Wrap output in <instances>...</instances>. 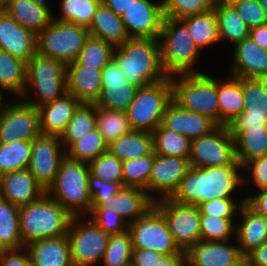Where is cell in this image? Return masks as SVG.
<instances>
[{
  "instance_id": "58",
  "label": "cell",
  "mask_w": 267,
  "mask_h": 266,
  "mask_svg": "<svg viewBox=\"0 0 267 266\" xmlns=\"http://www.w3.org/2000/svg\"><path fill=\"white\" fill-rule=\"evenodd\" d=\"M246 203L258 214L267 218V189H261L255 195L244 196Z\"/></svg>"
},
{
  "instance_id": "31",
  "label": "cell",
  "mask_w": 267,
  "mask_h": 266,
  "mask_svg": "<svg viewBox=\"0 0 267 266\" xmlns=\"http://www.w3.org/2000/svg\"><path fill=\"white\" fill-rule=\"evenodd\" d=\"M88 33L114 48L120 47L129 38L121 16H118L103 2L97 8L88 27Z\"/></svg>"
},
{
  "instance_id": "32",
  "label": "cell",
  "mask_w": 267,
  "mask_h": 266,
  "mask_svg": "<svg viewBox=\"0 0 267 266\" xmlns=\"http://www.w3.org/2000/svg\"><path fill=\"white\" fill-rule=\"evenodd\" d=\"M229 131L234 138L235 158L242 167L267 155V126Z\"/></svg>"
},
{
  "instance_id": "61",
  "label": "cell",
  "mask_w": 267,
  "mask_h": 266,
  "mask_svg": "<svg viewBox=\"0 0 267 266\" xmlns=\"http://www.w3.org/2000/svg\"><path fill=\"white\" fill-rule=\"evenodd\" d=\"M156 266H187L186 255L163 256Z\"/></svg>"
},
{
  "instance_id": "52",
  "label": "cell",
  "mask_w": 267,
  "mask_h": 266,
  "mask_svg": "<svg viewBox=\"0 0 267 266\" xmlns=\"http://www.w3.org/2000/svg\"><path fill=\"white\" fill-rule=\"evenodd\" d=\"M88 217L104 232L108 234L123 233L128 230V223L126 220L109 209H91Z\"/></svg>"
},
{
  "instance_id": "35",
  "label": "cell",
  "mask_w": 267,
  "mask_h": 266,
  "mask_svg": "<svg viewBox=\"0 0 267 266\" xmlns=\"http://www.w3.org/2000/svg\"><path fill=\"white\" fill-rule=\"evenodd\" d=\"M153 150V133L145 131H132L108 145V151L121 162L149 155Z\"/></svg>"
},
{
  "instance_id": "62",
  "label": "cell",
  "mask_w": 267,
  "mask_h": 266,
  "mask_svg": "<svg viewBox=\"0 0 267 266\" xmlns=\"http://www.w3.org/2000/svg\"><path fill=\"white\" fill-rule=\"evenodd\" d=\"M134 0H102L118 16H122L125 10L133 3Z\"/></svg>"
},
{
  "instance_id": "5",
  "label": "cell",
  "mask_w": 267,
  "mask_h": 266,
  "mask_svg": "<svg viewBox=\"0 0 267 266\" xmlns=\"http://www.w3.org/2000/svg\"><path fill=\"white\" fill-rule=\"evenodd\" d=\"M89 175L88 163L65 157L46 194L59 202L73 217H86L92 206Z\"/></svg>"
},
{
  "instance_id": "6",
  "label": "cell",
  "mask_w": 267,
  "mask_h": 266,
  "mask_svg": "<svg viewBox=\"0 0 267 266\" xmlns=\"http://www.w3.org/2000/svg\"><path fill=\"white\" fill-rule=\"evenodd\" d=\"M32 89L36 91L33 93L37 97L30 98L28 92ZM65 93H67L66 64L36 52L26 63V87L20 99L39 108L62 97Z\"/></svg>"
},
{
  "instance_id": "51",
  "label": "cell",
  "mask_w": 267,
  "mask_h": 266,
  "mask_svg": "<svg viewBox=\"0 0 267 266\" xmlns=\"http://www.w3.org/2000/svg\"><path fill=\"white\" fill-rule=\"evenodd\" d=\"M235 198L212 199L211 201L198 205L201 215H210L220 218L240 219L236 218L241 206L246 202V198H241L239 204Z\"/></svg>"
},
{
  "instance_id": "53",
  "label": "cell",
  "mask_w": 267,
  "mask_h": 266,
  "mask_svg": "<svg viewBox=\"0 0 267 266\" xmlns=\"http://www.w3.org/2000/svg\"><path fill=\"white\" fill-rule=\"evenodd\" d=\"M234 7L250 29L267 24V12L258 0H241Z\"/></svg>"
},
{
  "instance_id": "15",
  "label": "cell",
  "mask_w": 267,
  "mask_h": 266,
  "mask_svg": "<svg viewBox=\"0 0 267 266\" xmlns=\"http://www.w3.org/2000/svg\"><path fill=\"white\" fill-rule=\"evenodd\" d=\"M65 148L58 136L40 134L32 140L28 170L46 191L54 182Z\"/></svg>"
},
{
  "instance_id": "63",
  "label": "cell",
  "mask_w": 267,
  "mask_h": 266,
  "mask_svg": "<svg viewBox=\"0 0 267 266\" xmlns=\"http://www.w3.org/2000/svg\"><path fill=\"white\" fill-rule=\"evenodd\" d=\"M228 266H250V261L248 256H241L235 263Z\"/></svg>"
},
{
  "instance_id": "44",
  "label": "cell",
  "mask_w": 267,
  "mask_h": 266,
  "mask_svg": "<svg viewBox=\"0 0 267 266\" xmlns=\"http://www.w3.org/2000/svg\"><path fill=\"white\" fill-rule=\"evenodd\" d=\"M155 158L154 150L146 156L122 162L123 187L139 188L148 194V181Z\"/></svg>"
},
{
  "instance_id": "7",
  "label": "cell",
  "mask_w": 267,
  "mask_h": 266,
  "mask_svg": "<svg viewBox=\"0 0 267 266\" xmlns=\"http://www.w3.org/2000/svg\"><path fill=\"white\" fill-rule=\"evenodd\" d=\"M209 73L171 76L173 100L183 109L207 116L220 125L217 78Z\"/></svg>"
},
{
  "instance_id": "33",
  "label": "cell",
  "mask_w": 267,
  "mask_h": 266,
  "mask_svg": "<svg viewBox=\"0 0 267 266\" xmlns=\"http://www.w3.org/2000/svg\"><path fill=\"white\" fill-rule=\"evenodd\" d=\"M217 95L220 108V125L228 126L244 111L242 78L227 75L217 78Z\"/></svg>"
},
{
  "instance_id": "27",
  "label": "cell",
  "mask_w": 267,
  "mask_h": 266,
  "mask_svg": "<svg viewBox=\"0 0 267 266\" xmlns=\"http://www.w3.org/2000/svg\"><path fill=\"white\" fill-rule=\"evenodd\" d=\"M80 104L79 100L67 92L62 97L37 108L41 134L61 137Z\"/></svg>"
},
{
  "instance_id": "12",
  "label": "cell",
  "mask_w": 267,
  "mask_h": 266,
  "mask_svg": "<svg viewBox=\"0 0 267 266\" xmlns=\"http://www.w3.org/2000/svg\"><path fill=\"white\" fill-rule=\"evenodd\" d=\"M154 206L163 214L175 243L183 252L201 240V213L197 205L166 198L154 202Z\"/></svg>"
},
{
  "instance_id": "3",
  "label": "cell",
  "mask_w": 267,
  "mask_h": 266,
  "mask_svg": "<svg viewBox=\"0 0 267 266\" xmlns=\"http://www.w3.org/2000/svg\"><path fill=\"white\" fill-rule=\"evenodd\" d=\"M73 216L46 193L38 200L19 207V224L24 246L28 243L65 236Z\"/></svg>"
},
{
  "instance_id": "43",
  "label": "cell",
  "mask_w": 267,
  "mask_h": 266,
  "mask_svg": "<svg viewBox=\"0 0 267 266\" xmlns=\"http://www.w3.org/2000/svg\"><path fill=\"white\" fill-rule=\"evenodd\" d=\"M108 150V144L97 128L74 141L66 150V157L89 163Z\"/></svg>"
},
{
  "instance_id": "64",
  "label": "cell",
  "mask_w": 267,
  "mask_h": 266,
  "mask_svg": "<svg viewBox=\"0 0 267 266\" xmlns=\"http://www.w3.org/2000/svg\"><path fill=\"white\" fill-rule=\"evenodd\" d=\"M241 0H215V5L220 6H235Z\"/></svg>"
},
{
  "instance_id": "17",
  "label": "cell",
  "mask_w": 267,
  "mask_h": 266,
  "mask_svg": "<svg viewBox=\"0 0 267 266\" xmlns=\"http://www.w3.org/2000/svg\"><path fill=\"white\" fill-rule=\"evenodd\" d=\"M244 111L228 125L229 130L267 126V79L242 78Z\"/></svg>"
},
{
  "instance_id": "50",
  "label": "cell",
  "mask_w": 267,
  "mask_h": 266,
  "mask_svg": "<svg viewBox=\"0 0 267 266\" xmlns=\"http://www.w3.org/2000/svg\"><path fill=\"white\" fill-rule=\"evenodd\" d=\"M164 18L182 19L214 9L215 0H162Z\"/></svg>"
},
{
  "instance_id": "29",
  "label": "cell",
  "mask_w": 267,
  "mask_h": 266,
  "mask_svg": "<svg viewBox=\"0 0 267 266\" xmlns=\"http://www.w3.org/2000/svg\"><path fill=\"white\" fill-rule=\"evenodd\" d=\"M24 248L33 266H74L67 235L35 240Z\"/></svg>"
},
{
  "instance_id": "41",
  "label": "cell",
  "mask_w": 267,
  "mask_h": 266,
  "mask_svg": "<svg viewBox=\"0 0 267 266\" xmlns=\"http://www.w3.org/2000/svg\"><path fill=\"white\" fill-rule=\"evenodd\" d=\"M96 117V128L108 145L133 131L125 111L96 106Z\"/></svg>"
},
{
  "instance_id": "39",
  "label": "cell",
  "mask_w": 267,
  "mask_h": 266,
  "mask_svg": "<svg viewBox=\"0 0 267 266\" xmlns=\"http://www.w3.org/2000/svg\"><path fill=\"white\" fill-rule=\"evenodd\" d=\"M152 133L155 154L189 160L191 154L190 139L176 131L165 128L162 124H159Z\"/></svg>"
},
{
  "instance_id": "4",
  "label": "cell",
  "mask_w": 267,
  "mask_h": 266,
  "mask_svg": "<svg viewBox=\"0 0 267 266\" xmlns=\"http://www.w3.org/2000/svg\"><path fill=\"white\" fill-rule=\"evenodd\" d=\"M159 43L161 64L167 76L204 73L196 66L201 50L180 19L164 18Z\"/></svg>"
},
{
  "instance_id": "26",
  "label": "cell",
  "mask_w": 267,
  "mask_h": 266,
  "mask_svg": "<svg viewBox=\"0 0 267 266\" xmlns=\"http://www.w3.org/2000/svg\"><path fill=\"white\" fill-rule=\"evenodd\" d=\"M239 212L238 217L241 219L236 225V245L242 256H248L267 241V218L258 214L246 202Z\"/></svg>"
},
{
  "instance_id": "30",
  "label": "cell",
  "mask_w": 267,
  "mask_h": 266,
  "mask_svg": "<svg viewBox=\"0 0 267 266\" xmlns=\"http://www.w3.org/2000/svg\"><path fill=\"white\" fill-rule=\"evenodd\" d=\"M47 0H8L6 12L21 26L38 35L55 15Z\"/></svg>"
},
{
  "instance_id": "22",
  "label": "cell",
  "mask_w": 267,
  "mask_h": 266,
  "mask_svg": "<svg viewBox=\"0 0 267 266\" xmlns=\"http://www.w3.org/2000/svg\"><path fill=\"white\" fill-rule=\"evenodd\" d=\"M67 92L81 103L95 104L103 89L102 70L79 64H66Z\"/></svg>"
},
{
  "instance_id": "46",
  "label": "cell",
  "mask_w": 267,
  "mask_h": 266,
  "mask_svg": "<svg viewBox=\"0 0 267 266\" xmlns=\"http://www.w3.org/2000/svg\"><path fill=\"white\" fill-rule=\"evenodd\" d=\"M114 49L103 40L89 35L76 61L79 64L102 70L113 59Z\"/></svg>"
},
{
  "instance_id": "65",
  "label": "cell",
  "mask_w": 267,
  "mask_h": 266,
  "mask_svg": "<svg viewBox=\"0 0 267 266\" xmlns=\"http://www.w3.org/2000/svg\"><path fill=\"white\" fill-rule=\"evenodd\" d=\"M8 0H0V13L6 11Z\"/></svg>"
},
{
  "instance_id": "36",
  "label": "cell",
  "mask_w": 267,
  "mask_h": 266,
  "mask_svg": "<svg viewBox=\"0 0 267 266\" xmlns=\"http://www.w3.org/2000/svg\"><path fill=\"white\" fill-rule=\"evenodd\" d=\"M180 20L188 27L190 35L200 50L220 42L214 9Z\"/></svg>"
},
{
  "instance_id": "11",
  "label": "cell",
  "mask_w": 267,
  "mask_h": 266,
  "mask_svg": "<svg viewBox=\"0 0 267 266\" xmlns=\"http://www.w3.org/2000/svg\"><path fill=\"white\" fill-rule=\"evenodd\" d=\"M128 231L133 249H151L164 256L186 255L175 243L163 214L155 206L129 223Z\"/></svg>"
},
{
  "instance_id": "54",
  "label": "cell",
  "mask_w": 267,
  "mask_h": 266,
  "mask_svg": "<svg viewBox=\"0 0 267 266\" xmlns=\"http://www.w3.org/2000/svg\"><path fill=\"white\" fill-rule=\"evenodd\" d=\"M88 187L92 206H100L105 200H109L112 195L117 194L123 188L120 183L102 181L91 175L88 178Z\"/></svg>"
},
{
  "instance_id": "1",
  "label": "cell",
  "mask_w": 267,
  "mask_h": 266,
  "mask_svg": "<svg viewBox=\"0 0 267 266\" xmlns=\"http://www.w3.org/2000/svg\"><path fill=\"white\" fill-rule=\"evenodd\" d=\"M242 169L241 165L205 168L191 166L170 199L198 206L212 199L234 198V191L251 181L250 177L241 175Z\"/></svg>"
},
{
  "instance_id": "9",
  "label": "cell",
  "mask_w": 267,
  "mask_h": 266,
  "mask_svg": "<svg viewBox=\"0 0 267 266\" xmlns=\"http://www.w3.org/2000/svg\"><path fill=\"white\" fill-rule=\"evenodd\" d=\"M88 36L84 26L53 19L37 35V52L68 64L77 59Z\"/></svg>"
},
{
  "instance_id": "55",
  "label": "cell",
  "mask_w": 267,
  "mask_h": 266,
  "mask_svg": "<svg viewBox=\"0 0 267 266\" xmlns=\"http://www.w3.org/2000/svg\"><path fill=\"white\" fill-rule=\"evenodd\" d=\"M243 170L251 172L252 183L259 190L267 189V155L248 162Z\"/></svg>"
},
{
  "instance_id": "10",
  "label": "cell",
  "mask_w": 267,
  "mask_h": 266,
  "mask_svg": "<svg viewBox=\"0 0 267 266\" xmlns=\"http://www.w3.org/2000/svg\"><path fill=\"white\" fill-rule=\"evenodd\" d=\"M67 238L74 266H93L102 262L110 234L104 232L88 216L73 217Z\"/></svg>"
},
{
  "instance_id": "28",
  "label": "cell",
  "mask_w": 267,
  "mask_h": 266,
  "mask_svg": "<svg viewBox=\"0 0 267 266\" xmlns=\"http://www.w3.org/2000/svg\"><path fill=\"white\" fill-rule=\"evenodd\" d=\"M154 201L145 190L123 187L117 194L112 195L100 206H91V209H109L121 215L129 224L144 215Z\"/></svg>"
},
{
  "instance_id": "49",
  "label": "cell",
  "mask_w": 267,
  "mask_h": 266,
  "mask_svg": "<svg viewBox=\"0 0 267 266\" xmlns=\"http://www.w3.org/2000/svg\"><path fill=\"white\" fill-rule=\"evenodd\" d=\"M90 175L102 181L120 183L123 186L122 162L110 151L88 163Z\"/></svg>"
},
{
  "instance_id": "56",
  "label": "cell",
  "mask_w": 267,
  "mask_h": 266,
  "mask_svg": "<svg viewBox=\"0 0 267 266\" xmlns=\"http://www.w3.org/2000/svg\"><path fill=\"white\" fill-rule=\"evenodd\" d=\"M0 266H33L25 248L0 251Z\"/></svg>"
},
{
  "instance_id": "19",
  "label": "cell",
  "mask_w": 267,
  "mask_h": 266,
  "mask_svg": "<svg viewBox=\"0 0 267 266\" xmlns=\"http://www.w3.org/2000/svg\"><path fill=\"white\" fill-rule=\"evenodd\" d=\"M102 83L95 105L117 111H126L139 89L129 83L113 59L102 69Z\"/></svg>"
},
{
  "instance_id": "37",
  "label": "cell",
  "mask_w": 267,
  "mask_h": 266,
  "mask_svg": "<svg viewBox=\"0 0 267 266\" xmlns=\"http://www.w3.org/2000/svg\"><path fill=\"white\" fill-rule=\"evenodd\" d=\"M24 247L20 233L19 207L0 197V251Z\"/></svg>"
},
{
  "instance_id": "57",
  "label": "cell",
  "mask_w": 267,
  "mask_h": 266,
  "mask_svg": "<svg viewBox=\"0 0 267 266\" xmlns=\"http://www.w3.org/2000/svg\"><path fill=\"white\" fill-rule=\"evenodd\" d=\"M163 256L151 249H133L131 264L133 266H156Z\"/></svg>"
},
{
  "instance_id": "48",
  "label": "cell",
  "mask_w": 267,
  "mask_h": 266,
  "mask_svg": "<svg viewBox=\"0 0 267 266\" xmlns=\"http://www.w3.org/2000/svg\"><path fill=\"white\" fill-rule=\"evenodd\" d=\"M236 219L201 215L200 232L204 241H228L236 238Z\"/></svg>"
},
{
  "instance_id": "13",
  "label": "cell",
  "mask_w": 267,
  "mask_h": 266,
  "mask_svg": "<svg viewBox=\"0 0 267 266\" xmlns=\"http://www.w3.org/2000/svg\"><path fill=\"white\" fill-rule=\"evenodd\" d=\"M189 162L195 168L240 165L228 126L219 125L209 134L191 140Z\"/></svg>"
},
{
  "instance_id": "20",
  "label": "cell",
  "mask_w": 267,
  "mask_h": 266,
  "mask_svg": "<svg viewBox=\"0 0 267 266\" xmlns=\"http://www.w3.org/2000/svg\"><path fill=\"white\" fill-rule=\"evenodd\" d=\"M0 49L27 63L37 52V35L21 26L6 11L1 12Z\"/></svg>"
},
{
  "instance_id": "45",
  "label": "cell",
  "mask_w": 267,
  "mask_h": 266,
  "mask_svg": "<svg viewBox=\"0 0 267 266\" xmlns=\"http://www.w3.org/2000/svg\"><path fill=\"white\" fill-rule=\"evenodd\" d=\"M102 0H61V16L53 19L88 28Z\"/></svg>"
},
{
  "instance_id": "16",
  "label": "cell",
  "mask_w": 267,
  "mask_h": 266,
  "mask_svg": "<svg viewBox=\"0 0 267 266\" xmlns=\"http://www.w3.org/2000/svg\"><path fill=\"white\" fill-rule=\"evenodd\" d=\"M190 167L188 159L155 154L148 181V196L154 202L171 198ZM154 193L159 194L160 197L155 196Z\"/></svg>"
},
{
  "instance_id": "60",
  "label": "cell",
  "mask_w": 267,
  "mask_h": 266,
  "mask_svg": "<svg viewBox=\"0 0 267 266\" xmlns=\"http://www.w3.org/2000/svg\"><path fill=\"white\" fill-rule=\"evenodd\" d=\"M249 37L261 48L267 50V24L250 29Z\"/></svg>"
},
{
  "instance_id": "14",
  "label": "cell",
  "mask_w": 267,
  "mask_h": 266,
  "mask_svg": "<svg viewBox=\"0 0 267 266\" xmlns=\"http://www.w3.org/2000/svg\"><path fill=\"white\" fill-rule=\"evenodd\" d=\"M17 100L0 103V143L33 140L41 134L38 109Z\"/></svg>"
},
{
  "instance_id": "40",
  "label": "cell",
  "mask_w": 267,
  "mask_h": 266,
  "mask_svg": "<svg viewBox=\"0 0 267 266\" xmlns=\"http://www.w3.org/2000/svg\"><path fill=\"white\" fill-rule=\"evenodd\" d=\"M96 105L81 103L74 111L70 122L60 140L65 150L74 142L81 139L96 128Z\"/></svg>"
},
{
  "instance_id": "24",
  "label": "cell",
  "mask_w": 267,
  "mask_h": 266,
  "mask_svg": "<svg viewBox=\"0 0 267 266\" xmlns=\"http://www.w3.org/2000/svg\"><path fill=\"white\" fill-rule=\"evenodd\" d=\"M233 62L229 75L240 78L267 79V50L250 37L233 47Z\"/></svg>"
},
{
  "instance_id": "59",
  "label": "cell",
  "mask_w": 267,
  "mask_h": 266,
  "mask_svg": "<svg viewBox=\"0 0 267 266\" xmlns=\"http://www.w3.org/2000/svg\"><path fill=\"white\" fill-rule=\"evenodd\" d=\"M250 266H267V241L248 255Z\"/></svg>"
},
{
  "instance_id": "25",
  "label": "cell",
  "mask_w": 267,
  "mask_h": 266,
  "mask_svg": "<svg viewBox=\"0 0 267 266\" xmlns=\"http://www.w3.org/2000/svg\"><path fill=\"white\" fill-rule=\"evenodd\" d=\"M231 241V242H230ZM228 241H198L187 252V266H228L242 255L239 247Z\"/></svg>"
},
{
  "instance_id": "66",
  "label": "cell",
  "mask_w": 267,
  "mask_h": 266,
  "mask_svg": "<svg viewBox=\"0 0 267 266\" xmlns=\"http://www.w3.org/2000/svg\"><path fill=\"white\" fill-rule=\"evenodd\" d=\"M260 6L267 12V0H258Z\"/></svg>"
},
{
  "instance_id": "21",
  "label": "cell",
  "mask_w": 267,
  "mask_h": 266,
  "mask_svg": "<svg viewBox=\"0 0 267 266\" xmlns=\"http://www.w3.org/2000/svg\"><path fill=\"white\" fill-rule=\"evenodd\" d=\"M161 124L190 140L207 135L219 126L207 116L183 109L174 100L167 105Z\"/></svg>"
},
{
  "instance_id": "42",
  "label": "cell",
  "mask_w": 267,
  "mask_h": 266,
  "mask_svg": "<svg viewBox=\"0 0 267 266\" xmlns=\"http://www.w3.org/2000/svg\"><path fill=\"white\" fill-rule=\"evenodd\" d=\"M31 149L32 140L0 143V176L28 169Z\"/></svg>"
},
{
  "instance_id": "34",
  "label": "cell",
  "mask_w": 267,
  "mask_h": 266,
  "mask_svg": "<svg viewBox=\"0 0 267 266\" xmlns=\"http://www.w3.org/2000/svg\"><path fill=\"white\" fill-rule=\"evenodd\" d=\"M26 87V62L0 49V96L4 91L20 99Z\"/></svg>"
},
{
  "instance_id": "23",
  "label": "cell",
  "mask_w": 267,
  "mask_h": 266,
  "mask_svg": "<svg viewBox=\"0 0 267 266\" xmlns=\"http://www.w3.org/2000/svg\"><path fill=\"white\" fill-rule=\"evenodd\" d=\"M46 191L28 169L13 171L0 176V197L17 207L40 199Z\"/></svg>"
},
{
  "instance_id": "18",
  "label": "cell",
  "mask_w": 267,
  "mask_h": 266,
  "mask_svg": "<svg viewBox=\"0 0 267 266\" xmlns=\"http://www.w3.org/2000/svg\"><path fill=\"white\" fill-rule=\"evenodd\" d=\"M121 19L129 37L159 39L164 21L163 2L134 0Z\"/></svg>"
},
{
  "instance_id": "8",
  "label": "cell",
  "mask_w": 267,
  "mask_h": 266,
  "mask_svg": "<svg viewBox=\"0 0 267 266\" xmlns=\"http://www.w3.org/2000/svg\"><path fill=\"white\" fill-rule=\"evenodd\" d=\"M173 100L171 77L140 87L125 111L133 131L152 133L161 124L167 105Z\"/></svg>"
},
{
  "instance_id": "47",
  "label": "cell",
  "mask_w": 267,
  "mask_h": 266,
  "mask_svg": "<svg viewBox=\"0 0 267 266\" xmlns=\"http://www.w3.org/2000/svg\"><path fill=\"white\" fill-rule=\"evenodd\" d=\"M133 245L128 230L111 234L103 257L104 266H127L131 263Z\"/></svg>"
},
{
  "instance_id": "38",
  "label": "cell",
  "mask_w": 267,
  "mask_h": 266,
  "mask_svg": "<svg viewBox=\"0 0 267 266\" xmlns=\"http://www.w3.org/2000/svg\"><path fill=\"white\" fill-rule=\"evenodd\" d=\"M218 22L220 41H230L234 47L249 37L250 28L243 21L234 6H214Z\"/></svg>"
},
{
  "instance_id": "2",
  "label": "cell",
  "mask_w": 267,
  "mask_h": 266,
  "mask_svg": "<svg viewBox=\"0 0 267 266\" xmlns=\"http://www.w3.org/2000/svg\"><path fill=\"white\" fill-rule=\"evenodd\" d=\"M113 60L130 84L140 88L166 79L159 39L129 37L115 48Z\"/></svg>"
}]
</instances>
